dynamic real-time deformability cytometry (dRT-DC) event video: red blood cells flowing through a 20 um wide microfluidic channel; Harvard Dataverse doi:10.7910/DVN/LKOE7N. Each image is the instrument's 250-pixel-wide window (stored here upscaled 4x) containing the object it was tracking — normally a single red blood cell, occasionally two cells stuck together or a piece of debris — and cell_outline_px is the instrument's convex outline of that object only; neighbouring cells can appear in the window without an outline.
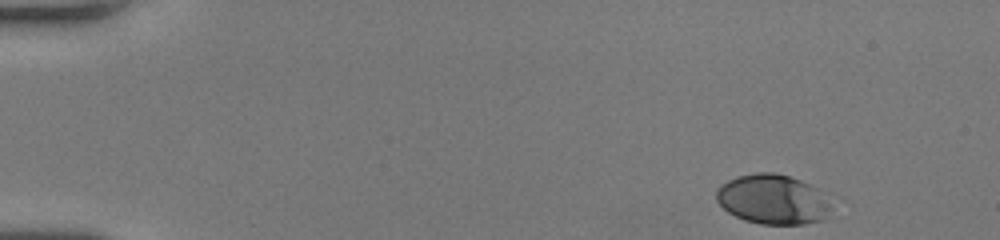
{"species": "human", "species_latin": "Homo sapiens", "temperature_condition": "room temperature", "stored_images_in_passage": 48, "camera_frame_rate_fps": 3000, "um_per_image_px": 0.085, "donor": {"sex": "female"}, "frame": {"image": 1, "passage_image": 1, "time_ms": 0.0, "image_size_px": [1000, 240], "cell_outline_px": [[828, 216], [824, 220], [804, 224], [760, 224], [744, 220], [728, 212], [716, 200], [716, 188], [720, 184], [736, 176], [756, 172], [772, 172], [788, 176], [800, 180], [820, 188], [828, 204]], "centroid_in_image_um": [65.66, 16.94], "position_along_channel_um": 19.3, "area_um2": 33.41}}
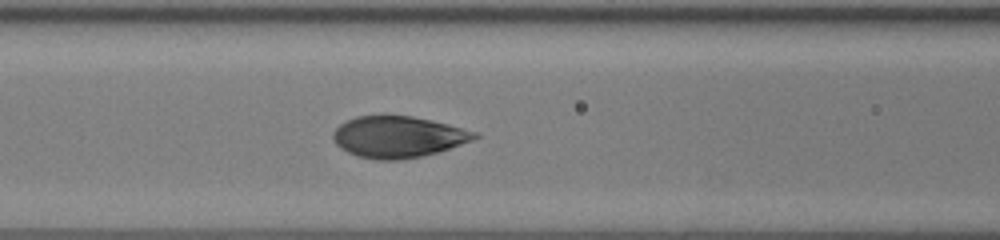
{"frame": {"image": 2, "passage_image": 19, "time_ms": 6.0, "image_size_px": [1000, 240], "cell_outline_px": [[480, 136], [472, 140], [424, 156], [400, 160], [376, 160], [356, 156], [340, 148], [336, 144], [332, 136], [332, 132], [340, 124], [356, 116], [412, 116], [432, 120], [448, 124], [476, 132]], "centroid_in_image_um": [33.8, 11.64], "position_along_channel_um": 132.8, "area_um2": 33.99}}
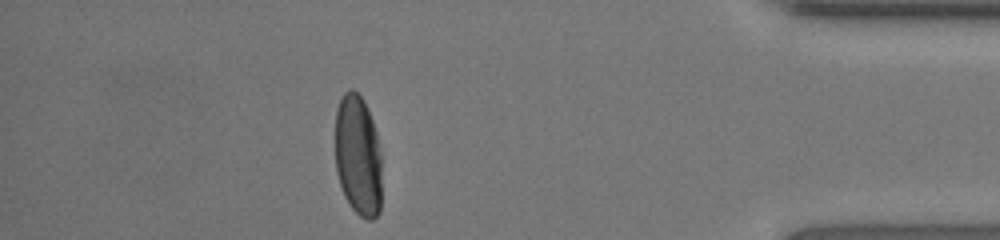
{"frame": {"image": 3, "passage_image": 42, "time_ms": 13.667, "image_size_px": [1000, 240], "cell_outline_px": [[380, 212], [372, 220], [368, 220], [360, 216], [348, 204], [344, 196], [336, 172], [336, 112], [340, 100], [344, 92], [352, 88], [364, 100], [372, 120], [376, 132], [380, 152]], "centroid_in_image_um": [30.42, 13.24], "position_along_channel_um": 404.8, "area_um2": 32.77}, "authors_computed_cell_mechanics": {"area_um2": 34.0731, "velocity_mm_per_s": 4.0485, "shape_relaxation_time_tau1_ms": 3.5635, "shape_relaxation_time_tau2_ms": null, "deformation_change_tau1": 0.1894, "deformation_change_tau2": null}}